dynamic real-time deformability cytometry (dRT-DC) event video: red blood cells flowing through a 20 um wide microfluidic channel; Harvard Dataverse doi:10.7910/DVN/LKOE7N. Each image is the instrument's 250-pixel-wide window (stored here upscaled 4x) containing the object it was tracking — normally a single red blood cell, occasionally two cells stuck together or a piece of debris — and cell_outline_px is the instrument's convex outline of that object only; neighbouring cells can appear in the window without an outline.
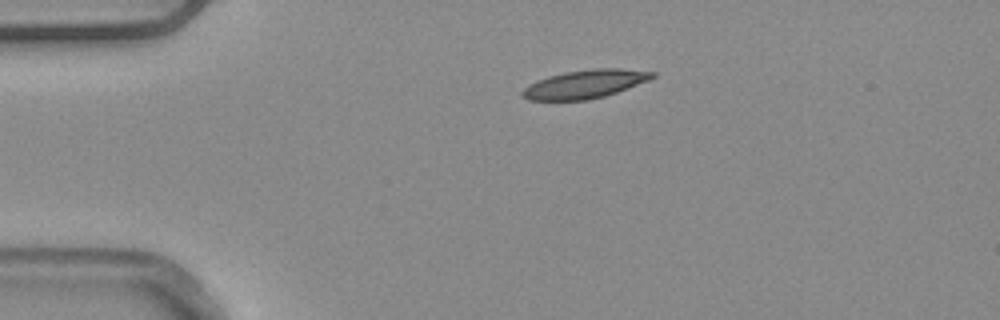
{"species": "common noctule bat (a hibernating species)", "species_latin": "Nyctalus noctula", "temperature_condition": "warm", "stored_images_in_passage": 2, "camera_frame_rate_fps": 3000, "um_per_image_px": 0.085, "animal": {"sex": "male", "body_mass_g": 20.4}, "frame": {"image": 1, "passage_image": 1, "time_ms": 0.0, "image_size_px": [1000, 320], "cell_outline_px": [[656, 76], [648, 80], [616, 92], [604, 96], [588, 100], [528, 100], [520, 92], [528, 84], [536, 80], [548, 76], [564, 72], [592, 68], [620, 68], [656, 72]], "centroid_in_image_um": [49.7, 7.14], "position_along_channel_um": 35.3, "area_um2": 21.5}}